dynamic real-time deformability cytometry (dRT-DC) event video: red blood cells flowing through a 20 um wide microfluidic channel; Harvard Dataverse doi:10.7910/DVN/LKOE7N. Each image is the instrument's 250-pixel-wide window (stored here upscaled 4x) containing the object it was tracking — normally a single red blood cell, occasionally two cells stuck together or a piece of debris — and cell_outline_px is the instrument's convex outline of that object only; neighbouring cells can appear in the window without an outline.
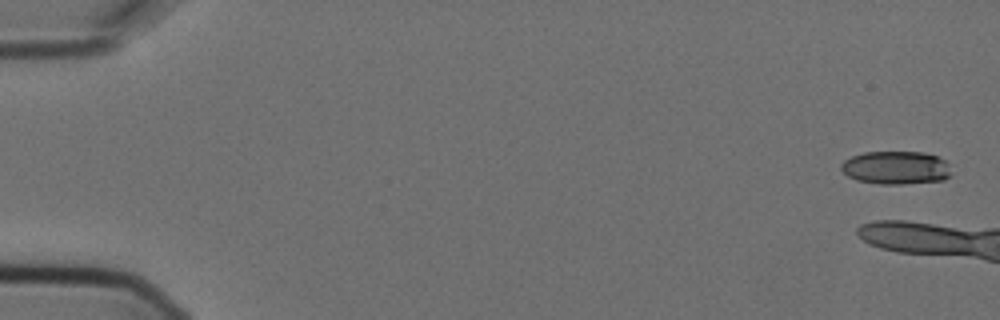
{"species": "Egyptian fruit bat (a non-hibernating species)", "species_latin": "Rousettus aegyptiacus", "temperature_condition": "cold", "stored_images_in_passage": 5, "camera_frame_rate_fps": 3000, "um_per_image_px": 0.085, "animal": {"sex": "female"}, "frame": {"image": 1, "passage_image": 1, "time_ms": 0.0, "image_size_px": [1000, 320], "cell_outline_px": [[948, 176], [944, 180], [900, 184], [880, 184], [856, 180], [848, 176], [840, 168], [840, 164], [844, 160], [852, 156], [864, 152], [924, 152], [936, 156], [944, 160], [948, 172]], "centroid_in_image_um": [76.08, 14.25], "position_along_channel_um": 8.9, "area_um2": 21.04}}